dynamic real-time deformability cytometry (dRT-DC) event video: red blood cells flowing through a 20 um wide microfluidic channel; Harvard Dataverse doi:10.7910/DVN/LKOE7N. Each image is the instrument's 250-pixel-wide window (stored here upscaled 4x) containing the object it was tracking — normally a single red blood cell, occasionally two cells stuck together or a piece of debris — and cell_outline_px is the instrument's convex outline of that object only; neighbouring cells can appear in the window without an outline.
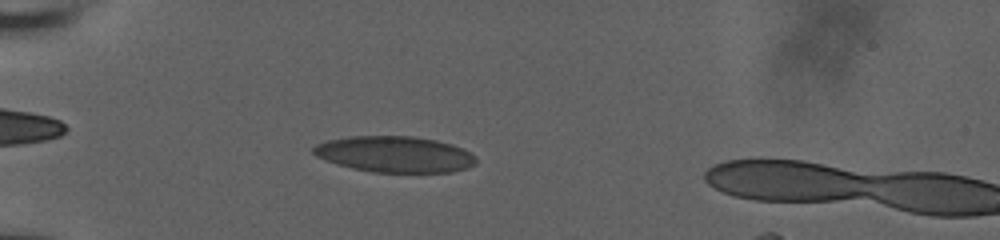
{"species": "human", "species_latin": "Homo sapiens", "temperature_condition": "room temperature", "stored_images_in_passage": 15, "camera_frame_rate_fps": 3000, "um_per_image_px": 0.085, "donor": {"sex": "male"}, "frame": {"image": 1, "passage_image": 7, "time_ms": 2.0, "image_size_px": [1000, 240], "cell_outline_px": [[476, 164], [468, 168], [452, 172], [372, 172], [352, 168], [316, 156], [312, 152], [312, 148], [316, 144], [328, 140], [348, 136], [412, 136], [436, 140], [452, 144], [464, 148], [476, 156]], "centroid_in_image_um": [33.6, 13.11], "position_along_channel_um": 51.4, "area_um2": 34.28}}
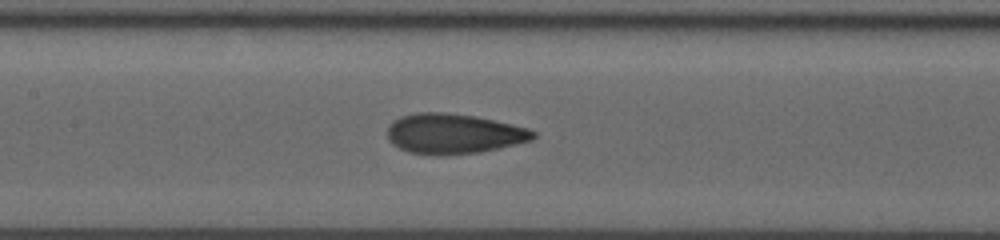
{"frame": {"image": 2, "passage_image": 12, "time_ms": 3.667, "image_size_px": [1000, 240], "cell_outline_px": [[536, 136], [532, 140], [516, 144], [480, 152], [440, 156], [408, 152], [392, 144], [388, 140], [388, 124], [392, 120], [400, 116], [416, 112], [444, 112], [476, 116], [512, 124], [528, 128], [536, 132]], "centroid_in_image_um": [38.53, 11.36], "position_along_channel_um": 168.9, "area_um2": 34.39}}
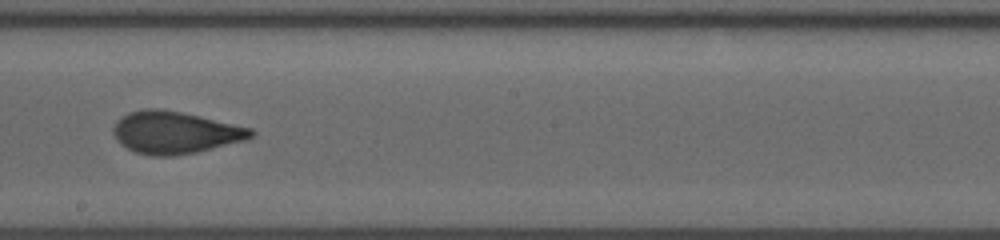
{"frame": {"image": 3, "passage_image": 14, "time_ms": 4.333, "image_size_px": [1000, 240], "cell_outline_px": [[256, 132], [252, 136], [244, 140], [196, 152], [172, 156], [152, 156], [136, 152], [120, 144], [116, 140], [112, 132], [112, 128], [116, 120], [120, 116], [128, 112], [144, 108], [156, 108], [180, 112], [200, 116], [252, 128]], "centroid_in_image_um": [14.82, 11.25], "position_along_channel_um": 233.4, "area_um2": 33.87}}